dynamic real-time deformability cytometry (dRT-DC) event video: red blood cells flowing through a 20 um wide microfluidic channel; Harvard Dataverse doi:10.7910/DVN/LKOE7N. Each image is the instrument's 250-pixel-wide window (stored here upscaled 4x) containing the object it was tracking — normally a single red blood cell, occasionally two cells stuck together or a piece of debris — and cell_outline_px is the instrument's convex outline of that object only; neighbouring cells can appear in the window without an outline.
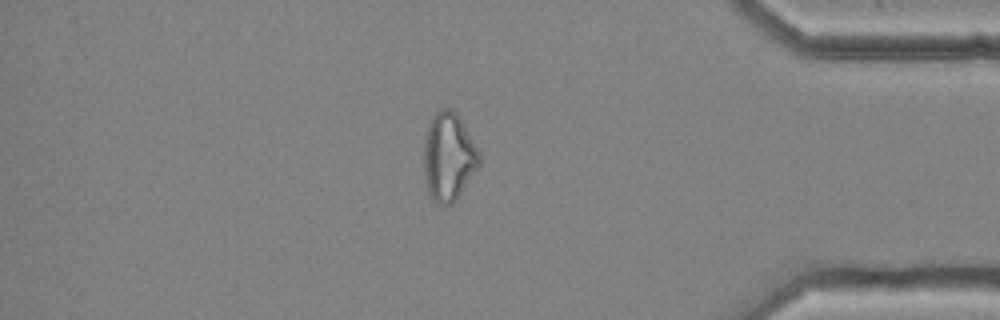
{"species": "common noctule bat (a hibernating species)", "species_latin": "Nyctalus noctula", "temperature_condition": "cold", "stored_images_in_passage": 56, "camera_frame_rate_fps": 3000, "um_per_image_px": 0.085, "animal": {"sex": "female", "body_mass_g": 25.1}, "frame": {"image": 1, "passage_image": 48, "time_ms": 15.667, "image_size_px": [1000, 320], "cell_outline_px": [[480, 164], [452, 204], [436, 204], [432, 200], [428, 188], [424, 168], [424, 148], [428, 128], [432, 116], [440, 108], [452, 108], [456, 112], [480, 152]], "centroid_in_image_um": [38.14, 13.31], "position_along_channel_um": 397.1, "area_um2": 27.98}, "authors_computed_cell_mechanics": {"area_um2": 29.3046, "velocity_mm_per_s": 3.6521, "shape_relaxation_time_tau1_ms": null, "shape_relaxation_time_tau2_ms": 3.5499, "deformation_change_tau1": null, "deformation_change_tau2": 0.1245}}